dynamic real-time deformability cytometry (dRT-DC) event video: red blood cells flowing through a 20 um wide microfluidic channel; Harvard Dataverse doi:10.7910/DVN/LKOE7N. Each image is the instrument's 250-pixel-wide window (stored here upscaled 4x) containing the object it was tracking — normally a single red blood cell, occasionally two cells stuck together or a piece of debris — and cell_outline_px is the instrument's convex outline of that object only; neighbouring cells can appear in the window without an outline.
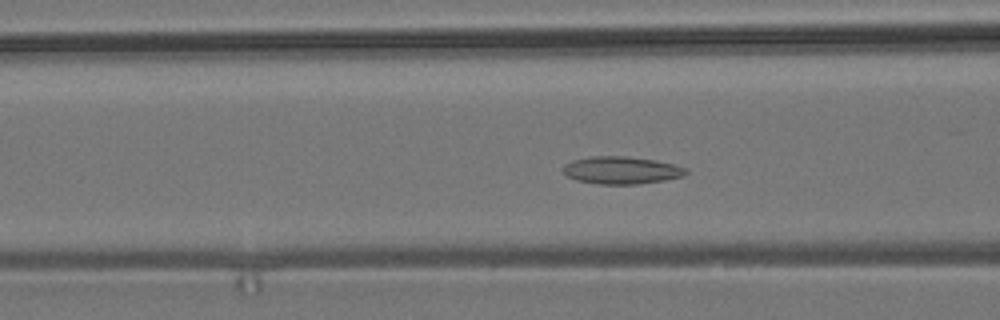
{"species": "common noctule bat (a hibernating species)", "species_latin": "Nyctalus noctula", "temperature_condition": "room temperature", "stored_images_in_passage": 55, "camera_frame_rate_fps": 3000, "um_per_image_px": 0.085, "animal": {"sex": "male", "body_mass_g": 19.2, "forearm_length_mm": 51.8}, "frame": {"image": 1, "passage_image": 20, "time_ms": 6.333, "image_size_px": [1000, 320], "cell_outline_px": [[688, 172], [684, 176], [664, 180], [640, 184], [600, 184], [576, 180], [568, 176], [560, 168], [564, 164], [572, 160], [592, 156], [628, 156], [676, 164], [688, 168]], "centroid_in_image_um": [52.83, 14.47], "position_along_channel_um": 113.8, "area_um2": 19.83}}
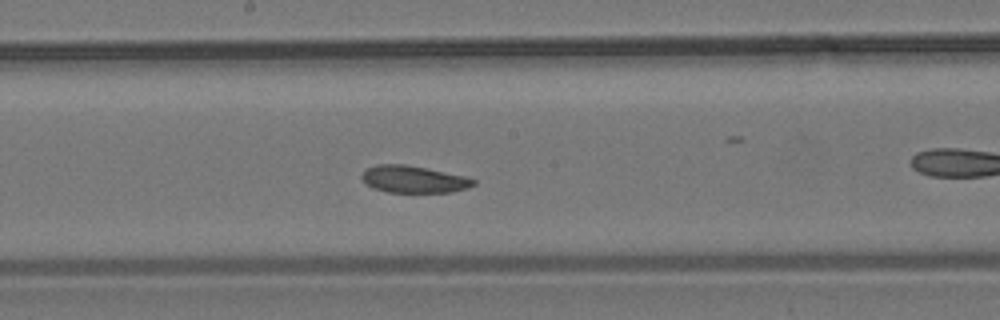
{"frame": {"image": 2, "passage_image": 28, "time_ms": 9.0, "image_size_px": [1000, 320], "cell_outline_px": [[476, 184], [468, 188], [452, 192], [388, 192], [372, 188], [360, 176], [368, 168], [376, 164], [404, 164], [428, 168], [464, 176], [476, 180]], "centroid_in_image_um": [35.18, 15.24], "position_along_channel_um": 213.0, "area_um2": 17.57}}
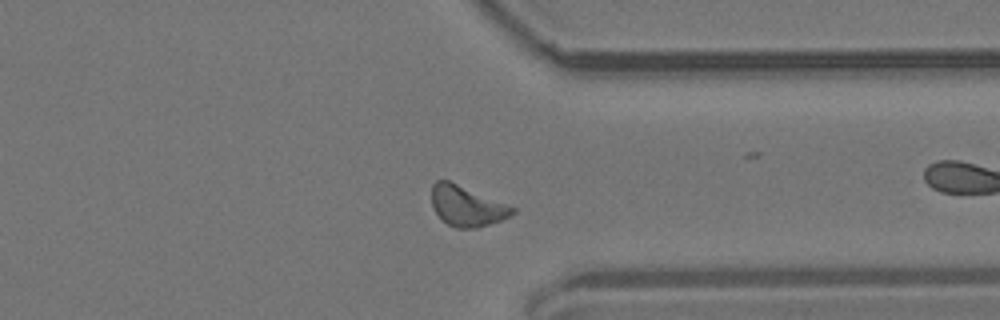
{"frame": {"image": 3, "passage_image": 41, "time_ms": 13.333, "image_size_px": [1000, 320], "cell_outline_px": [[516, 212], [500, 220], [476, 228], [456, 228], [448, 224], [436, 212], [432, 204], [432, 184], [436, 180], [448, 180], [516, 208]], "centroid_in_image_um": [39.66, 17.51], "position_along_channel_um": 371.7, "area_um2": 18.55}}